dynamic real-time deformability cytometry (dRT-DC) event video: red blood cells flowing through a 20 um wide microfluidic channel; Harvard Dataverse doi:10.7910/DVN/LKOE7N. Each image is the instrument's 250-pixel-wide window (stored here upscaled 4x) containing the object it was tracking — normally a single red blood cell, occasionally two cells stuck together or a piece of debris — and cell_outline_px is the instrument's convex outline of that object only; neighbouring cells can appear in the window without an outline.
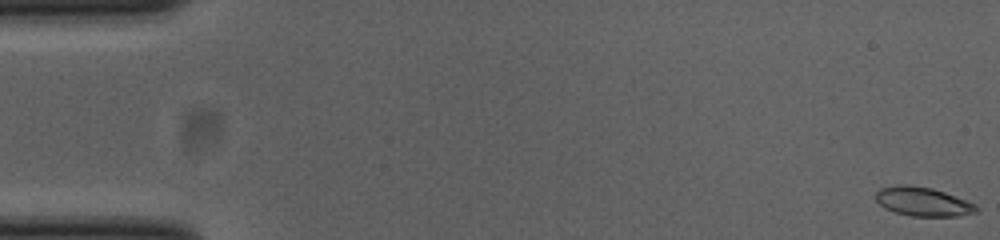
{"species": "common noctule bat (a hibernating species)", "species_latin": "Nyctalus noctula", "temperature_condition": "cold", "stored_images_in_passage": 53, "camera_frame_rate_fps": 3000, "um_per_image_px": 0.085, "animal": {"sex": "female", "body_mass_g": 23.0, "forearm_length_mm": 53.4}, "frame": {"image": 1, "passage_image": 1, "time_ms": 0.0, "image_size_px": [1000, 240], "cell_outline_px": [[980, 208], [976, 212], [960, 216], [912, 216], [896, 212], [884, 208], [876, 200], [876, 192], [880, 188], [896, 184], [908, 184], [932, 188], [944, 192], [976, 204]], "centroid_in_image_um": [78.45, 17.13], "position_along_channel_um": 6.6, "area_um2": 17.05}}
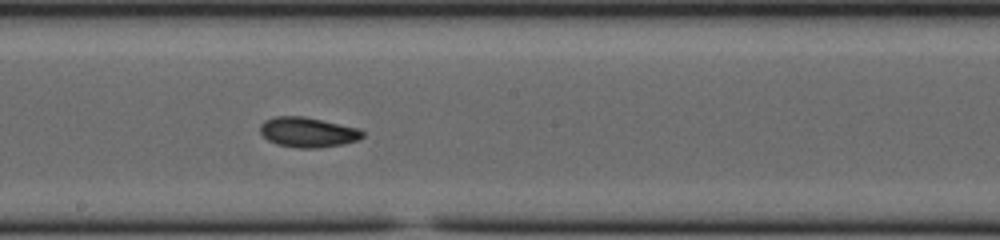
{"frame": {"image": 2, "passage_image": 29, "time_ms": 9.333, "image_size_px": [1000, 240], "cell_outline_px": [[364, 136], [356, 140], [340, 144], [316, 148], [296, 148], [276, 144], [268, 140], [260, 132], [260, 124], [264, 120], [276, 116], [304, 116], [360, 128], [364, 132]], "centroid_in_image_um": [26.14, 11.23], "position_along_channel_um": 222.1, "area_um2": 17.92}}
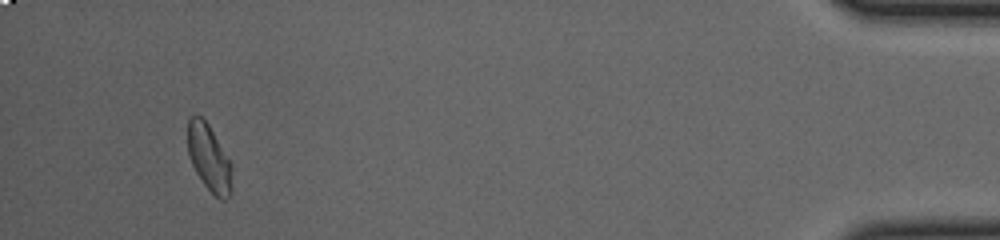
{"frame": {"image": 3, "passage_image": 50, "time_ms": 16.333, "image_size_px": [1000, 240], "cell_outline_px": [[232, 188], [228, 196], [224, 200], [220, 200], [204, 184], [196, 172], [192, 164], [188, 152], [188, 120], [192, 116], [200, 116], [208, 124], [232, 164]], "centroid_in_image_um": [17.79, 13.44], "position_along_channel_um": 417.4, "area_um2": 16.94}, "authors_computed_cell_mechanics": {"area_um2": 17.2244, "velocity_mm_per_s": 3.8607, "shape_relaxation_time_tau1_ms": 3.9527, "shape_relaxation_time_tau2_ms": 2.2763, "deformation_change_tau1": 0.1383, "deformation_change_tau2": 0.0665}}